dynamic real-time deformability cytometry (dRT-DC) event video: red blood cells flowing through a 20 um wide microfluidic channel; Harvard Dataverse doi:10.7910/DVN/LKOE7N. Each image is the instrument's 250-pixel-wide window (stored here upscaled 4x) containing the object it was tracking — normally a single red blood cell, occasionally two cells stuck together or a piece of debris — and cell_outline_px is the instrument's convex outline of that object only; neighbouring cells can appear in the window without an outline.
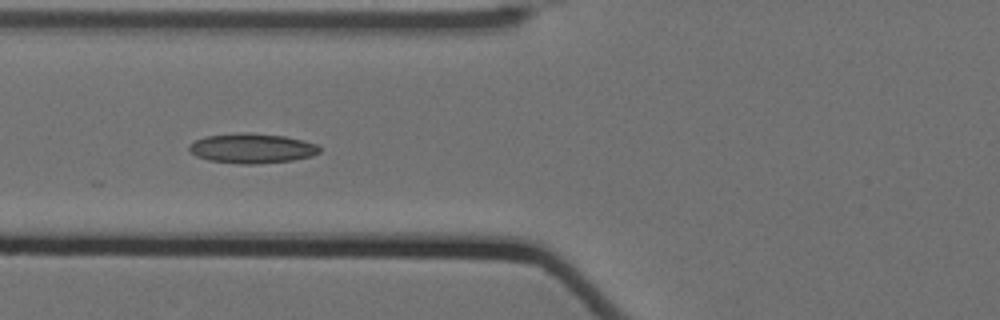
{"species": "Egyptian fruit bat (a non-hibernating species)", "species_latin": "Rousettus aegyptiacus", "temperature_condition": "cold", "stored_images_in_passage": 7, "camera_frame_rate_fps": 3000, "um_per_image_px": 0.085, "animal": {"sex": "female"}, "frame": {"image": 1, "passage_image": 2, "time_ms": 0.333, "image_size_px": [1000, 320], "cell_outline_px": [[320, 152], [312, 156], [292, 160], [256, 164], [240, 164], [208, 160], [196, 156], [188, 152], [188, 144], [204, 136], [240, 132], [244, 132], [284, 136], [304, 140], [316, 144], [320, 148]], "centroid_in_image_um": [21.37, 12.6], "position_along_channel_um": 104.4, "area_um2": 22.83}}
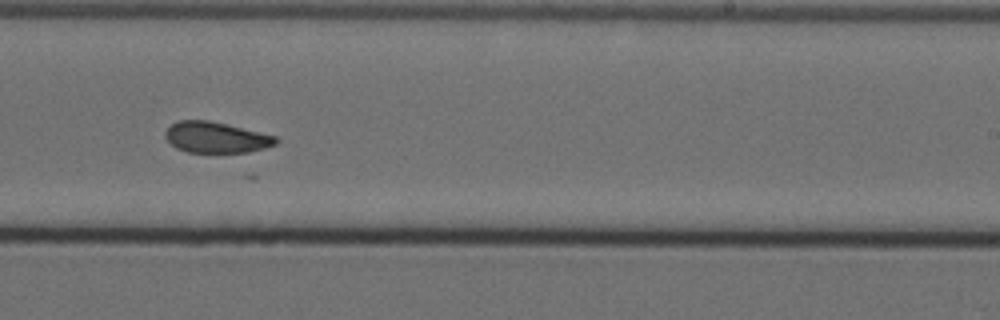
{"frame": {"image": 2, "passage_image": 6, "time_ms": 1.667, "image_size_px": [1000, 320], "cell_outline_px": [[280, 140], [276, 144], [264, 148], [248, 152], [188, 152], [176, 148], [164, 136], [164, 132], [172, 124], [180, 120], [208, 120], [276, 136]], "centroid_in_image_um": [18.36, 11.68], "position_along_channel_um": 270.6, "area_um2": 19.71}}
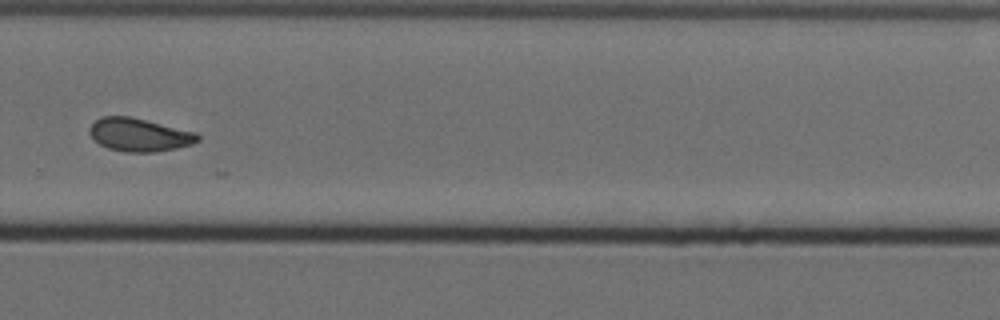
{"frame": {"image": 3, "passage_image": 7, "time_ms": 2.0, "image_size_px": [1000, 320], "cell_outline_px": [[200, 140], [192, 144], [176, 148], [156, 152], [124, 152], [108, 148], [100, 144], [88, 132], [88, 128], [100, 116], [128, 116], [196, 132], [200, 136]], "centroid_in_image_um": [11.83, 11.46], "position_along_channel_um": 318.0, "area_um2": 20.81}}